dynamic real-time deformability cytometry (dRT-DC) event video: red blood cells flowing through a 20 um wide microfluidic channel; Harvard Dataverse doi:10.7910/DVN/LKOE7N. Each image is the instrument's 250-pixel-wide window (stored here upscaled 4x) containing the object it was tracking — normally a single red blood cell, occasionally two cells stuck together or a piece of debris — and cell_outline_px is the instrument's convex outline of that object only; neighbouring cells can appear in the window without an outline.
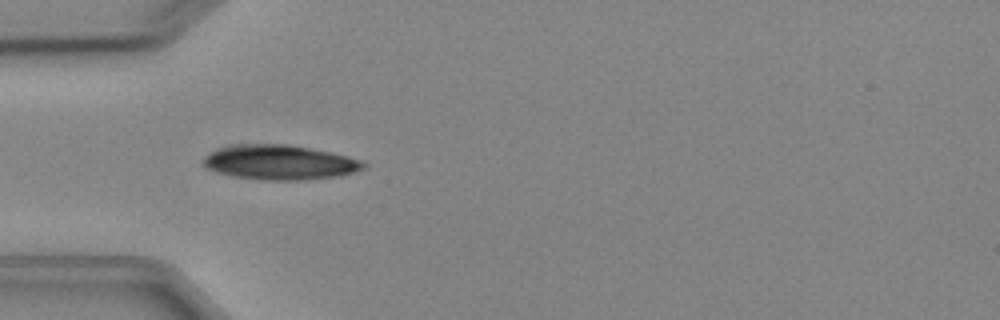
{"species": "Egyptian fruit bat (a non-hibernating species)", "species_latin": "Rousettus aegyptiacus", "temperature_condition": "cold", "stored_images_in_passage": 5, "camera_frame_rate_fps": 3000, "um_per_image_px": 0.085, "animal": {"sex": "female"}, "frame": {"image": 1, "passage_image": 4, "time_ms": 4.333, "image_size_px": [1000, 320], "cell_outline_px": [[368, 164], [364, 168], [352, 172], [336, 176], [300, 180], [264, 180], [232, 176], [216, 172], [200, 164], [204, 156], [216, 148], [228, 144], [288, 144], [348, 156], [360, 160]], "centroid_in_image_um": [23.68, 13.79], "position_along_channel_um": 61.3, "area_um2": 32.48}}